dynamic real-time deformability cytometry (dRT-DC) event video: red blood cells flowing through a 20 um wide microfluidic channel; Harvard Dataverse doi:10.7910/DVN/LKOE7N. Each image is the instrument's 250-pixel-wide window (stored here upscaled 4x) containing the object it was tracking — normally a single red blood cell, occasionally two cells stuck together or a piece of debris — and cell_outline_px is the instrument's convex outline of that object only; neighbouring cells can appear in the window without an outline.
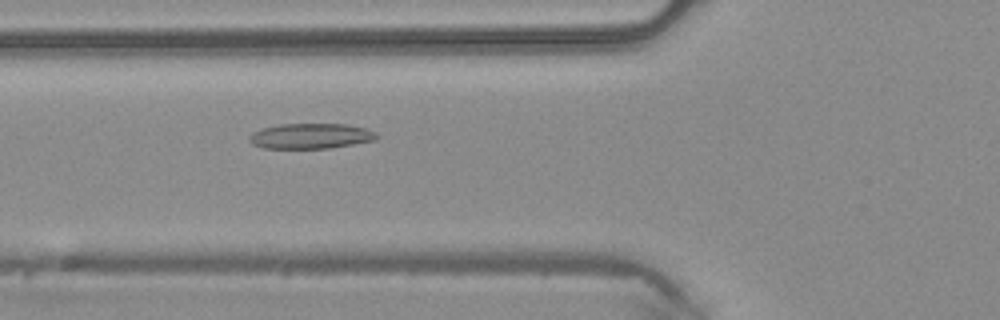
{"species": "common noctule bat (a hibernating species)", "species_latin": "Nyctalus noctula", "temperature_condition": "warm", "stored_images_in_passage": 46, "camera_frame_rate_fps": 3000, "um_per_image_px": 0.085, "animal": {"sex": "male", "body_mass_g": 20.4}, "frame": {"image": 1, "passage_image": 16, "time_ms": 5.0, "image_size_px": [1000, 320], "cell_outline_px": [[380, 136], [376, 140], [328, 148], [264, 148], [252, 144], [248, 140], [248, 136], [252, 132], [264, 128], [280, 124], [348, 124], [368, 128], [376, 132]], "centroid_in_image_um": [26.44, 11.56], "position_along_channel_um": 99.4, "area_um2": 18.9}}
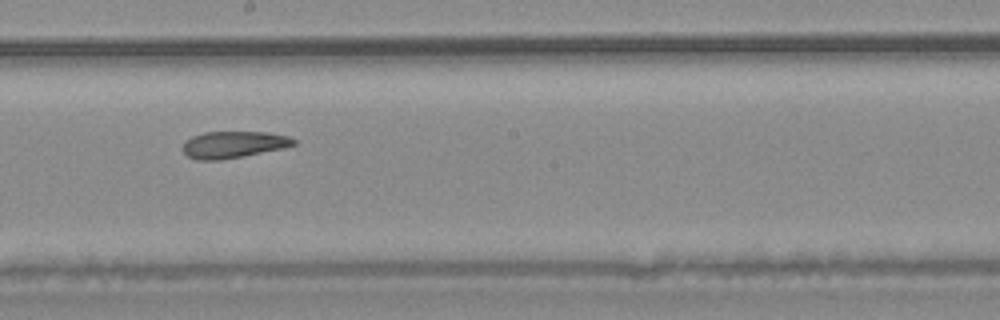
{"frame": {"image": 2, "passage_image": 25, "time_ms": 8.0, "image_size_px": [1000, 320], "cell_outline_px": [[296, 144], [284, 148], [244, 156], [220, 160], [196, 160], [188, 156], [180, 148], [184, 140], [192, 136], [204, 132], [268, 132], [288, 136], [296, 140]], "centroid_in_image_um": [19.81, 12.29], "position_along_channel_um": 228.4, "area_um2": 17.51}}
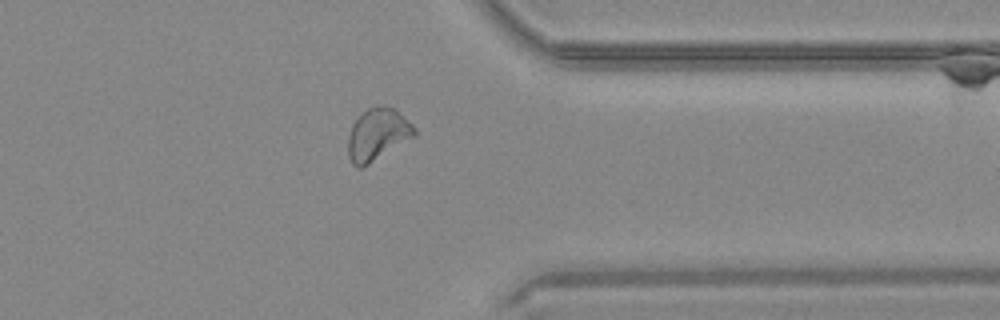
{"frame": {"image": 3, "passage_image": 36, "time_ms": 11.667, "image_size_px": [1000, 320], "cell_outline_px": [[416, 136], [368, 164], [360, 168], [356, 168], [352, 164], [348, 156], [348, 140], [352, 124], [368, 108], [396, 108], [416, 128]], "centroid_in_image_um": [32.11, 11.46], "position_along_channel_um": 379.3, "area_um2": 19.77}}